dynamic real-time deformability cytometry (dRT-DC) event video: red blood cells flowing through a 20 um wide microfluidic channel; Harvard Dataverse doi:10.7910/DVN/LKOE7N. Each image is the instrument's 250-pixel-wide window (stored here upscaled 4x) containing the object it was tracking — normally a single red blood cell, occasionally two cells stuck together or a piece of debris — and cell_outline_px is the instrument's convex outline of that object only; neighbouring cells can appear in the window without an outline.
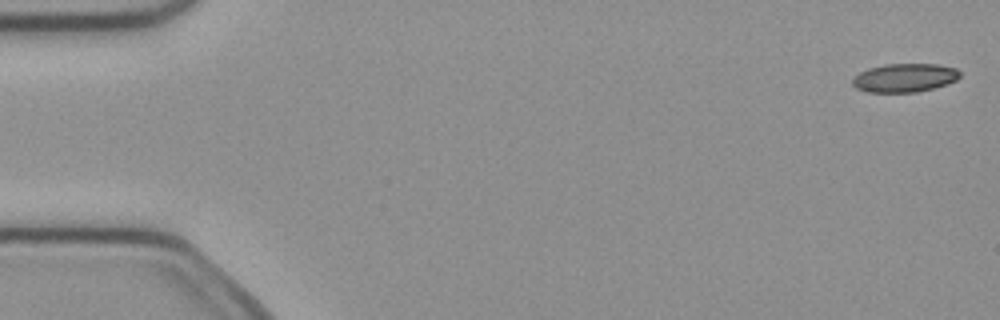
{"species": "common noctule bat (a hibernating species)", "species_latin": "Nyctalus noctula", "temperature_condition": "cold", "stored_images_in_passage": 12, "camera_frame_rate_fps": 3000, "um_per_image_px": 0.085, "animal": {"sex": "female", "body_mass_g": 21.9}, "frame": {"image": 1, "passage_image": 1, "time_ms": 0.0, "image_size_px": [1000, 320], "cell_outline_px": [[960, 76], [956, 80], [948, 84], [916, 92], [868, 92], [856, 88], [852, 84], [852, 76], [868, 68], [884, 64], [940, 64], [956, 68], [960, 72]], "centroid_in_image_um": [76.88, 6.6], "position_along_channel_um": 8.1, "area_um2": 18.03}}